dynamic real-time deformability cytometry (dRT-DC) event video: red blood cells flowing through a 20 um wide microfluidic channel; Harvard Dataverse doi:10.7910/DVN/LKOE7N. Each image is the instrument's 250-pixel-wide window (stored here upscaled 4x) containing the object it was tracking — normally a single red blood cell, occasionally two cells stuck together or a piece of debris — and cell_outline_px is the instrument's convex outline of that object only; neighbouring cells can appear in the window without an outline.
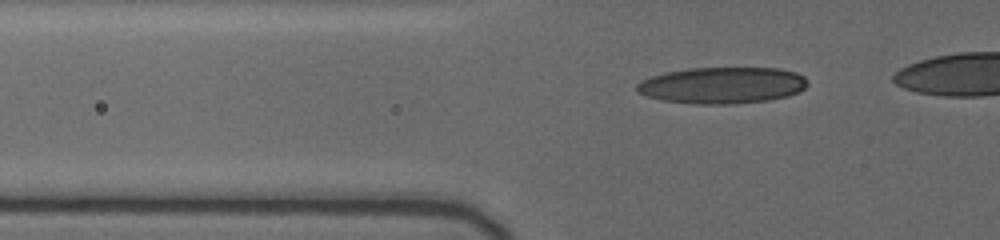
{"species": "human", "species_latin": "Homo sapiens", "temperature_condition": "cold", "stored_images_in_passage": 47, "camera_frame_rate_fps": 3000, "um_per_image_px": 0.085, "donor": {"sex": "female"}, "frame": {"image": 1, "passage_image": 2, "time_ms": 0.333, "image_size_px": [1000, 240], "cell_outline_px": [[808, 84], [800, 92], [788, 96], [768, 100], [732, 104], [696, 104], [664, 100], [648, 96], [640, 92], [636, 88], [636, 84], [652, 76], [664, 72], [688, 68], [780, 68], [796, 72], [804, 76]], "centroid_in_image_um": [61.44, 7.24], "position_along_channel_um": 64.4, "area_um2": 36.24}}
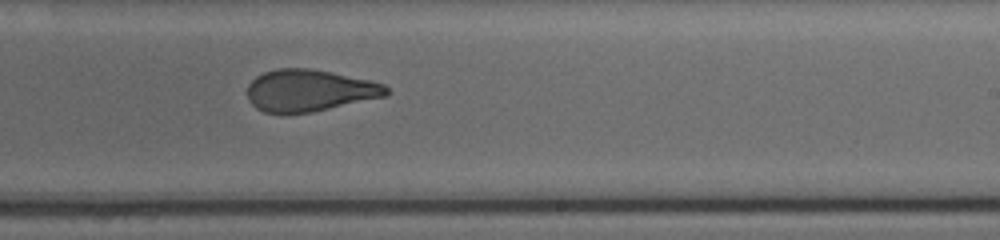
{"frame": {"image": 2, "passage_image": 29, "time_ms": 6.0, "image_size_px": [1000, 240], "cell_outline_px": [[388, 92], [384, 96], [312, 112], [264, 112], [256, 108], [248, 100], [248, 84], [256, 76], [264, 72], [276, 68], [312, 68], [368, 80], [384, 84], [388, 88]], "centroid_in_image_um": [26.26, 7.67], "position_along_channel_um": 262.7, "area_um2": 33.47}}
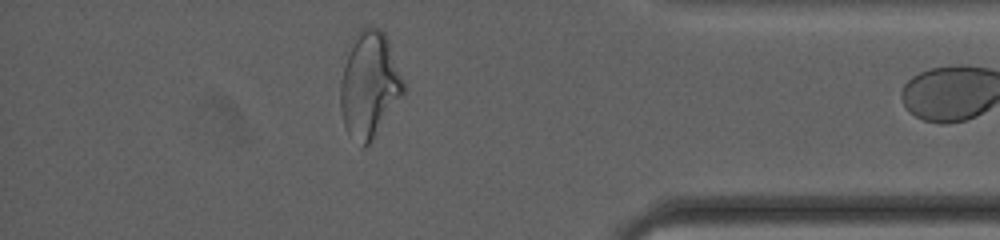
{"frame": {"image": 3, "passage_image": 45, "time_ms": 10.333, "image_size_px": [1000, 240], "cell_outline_px": [[404, 92], [368, 144], [364, 148], [344, 124], [340, 104], [340, 84], [352, 36], [356, 32], [364, 28], [380, 28], [384, 32], [388, 40], [404, 84]], "centroid_in_image_um": [31.38, 7.14], "position_along_channel_um": 403.8, "area_um2": 37.63}}